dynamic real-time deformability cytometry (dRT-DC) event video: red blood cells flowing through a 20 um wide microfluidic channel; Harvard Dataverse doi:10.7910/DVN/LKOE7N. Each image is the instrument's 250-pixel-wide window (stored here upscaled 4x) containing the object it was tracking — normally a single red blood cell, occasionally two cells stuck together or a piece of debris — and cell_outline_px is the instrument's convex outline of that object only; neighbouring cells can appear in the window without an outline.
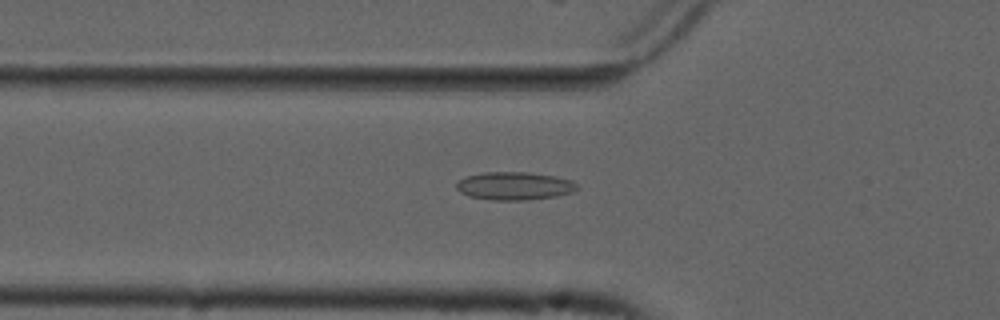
{"species": "common noctule bat (a hibernating species)", "species_latin": "Nyctalus noctula", "temperature_condition": "cold", "stored_images_in_passage": 55, "camera_frame_rate_fps": 3000, "um_per_image_px": 0.085, "animal": {"sex": "male", "forearm_length_mm": 52.5}, "frame": {"image": 1, "passage_image": 19, "time_ms": 6.0, "image_size_px": [1000, 320], "cell_outline_px": [[576, 188], [572, 192], [556, 196], [528, 200], [492, 200], [468, 196], [460, 192], [456, 188], [456, 184], [460, 180], [468, 176], [484, 172], [528, 172], [552, 176], [572, 180], [576, 184]], "centroid_in_image_um": [43.7, 15.81], "position_along_channel_um": 82.1, "area_um2": 19.54}}
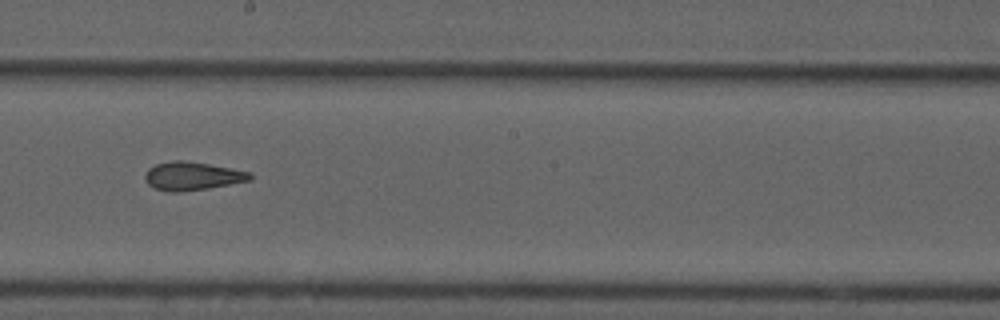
{"frame": {"image": 2, "passage_image": 31, "time_ms": 10.0, "image_size_px": [1000, 320], "cell_outline_px": [[252, 180], [208, 188], [180, 192], [168, 192], [156, 188], [148, 184], [144, 176], [148, 168], [156, 164], [176, 160], [184, 160], [232, 168], [252, 172]], "centroid_in_image_um": [16.36, 14.96], "position_along_channel_um": 231.8, "area_um2": 17.34}}
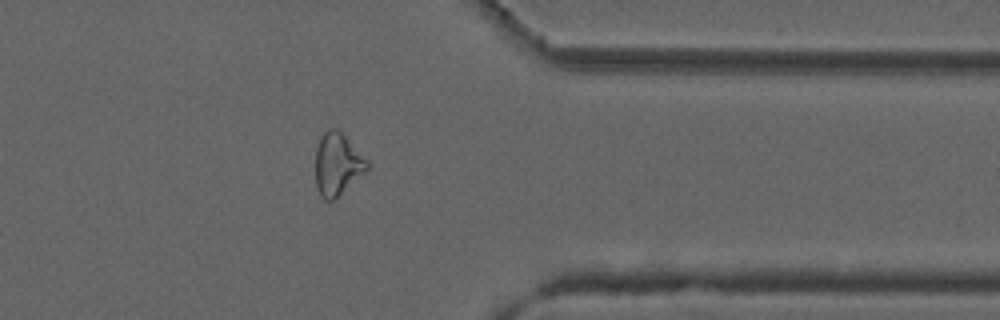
{"frame": {"image": 3, "passage_image": 44, "time_ms": 14.333, "image_size_px": [1000, 320], "cell_outline_px": [[368, 168], [364, 172], [332, 200], [324, 200], [320, 196], [316, 188], [316, 148], [320, 136], [328, 128], [336, 128], [368, 160]], "centroid_in_image_um": [28.64, 13.94], "position_along_channel_um": 382.8, "area_um2": 18.32}, "authors_computed_cell_mechanics": {"area_um2": 19.3052, "velocity_mm_per_s": 3.729, "shape_relaxation_time_tau1_ms": null, "shape_relaxation_time_tau2_ms": 2.5579, "deformation_change_tau1": null, "deformation_change_tau2": 0.1001}}